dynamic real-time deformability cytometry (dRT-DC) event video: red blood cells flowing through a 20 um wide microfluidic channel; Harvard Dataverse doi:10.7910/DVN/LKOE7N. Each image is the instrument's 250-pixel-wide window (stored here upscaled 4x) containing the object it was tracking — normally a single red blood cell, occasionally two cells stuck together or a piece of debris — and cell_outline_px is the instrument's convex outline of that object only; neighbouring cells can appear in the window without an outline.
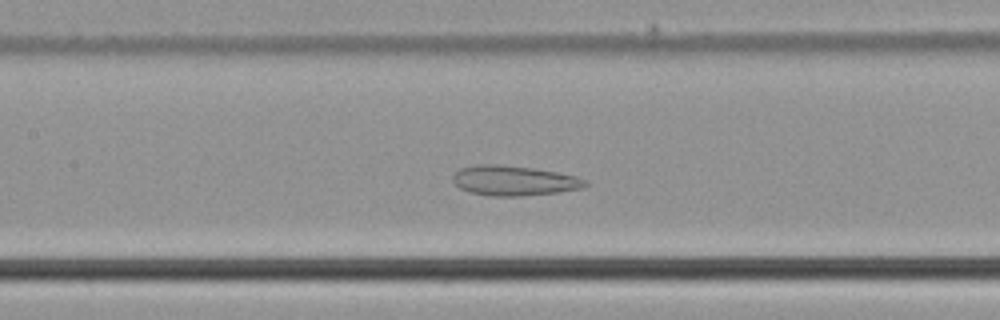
{"species": "common noctule bat (a hibernating species)", "species_latin": "Nyctalus noctula", "temperature_condition": "cold", "stored_images_in_passage": 47, "camera_frame_rate_fps": 3000, "um_per_image_px": 0.085, "animal": {"sex": "male", "body_mass_g": 21.5, "forearm_length_mm": 52.0}, "frame": {"image": 1, "passage_image": 20, "time_ms": 6.333, "image_size_px": [1000, 320], "cell_outline_px": [[588, 184], [584, 188], [556, 192], [520, 196], [492, 196], [468, 192], [460, 188], [452, 180], [452, 176], [460, 168], [480, 164], [496, 164], [532, 168], [556, 172], [576, 176], [584, 180]], "centroid_in_image_um": [43.66, 15.35], "position_along_channel_um": 163.7, "area_um2": 22.95}}
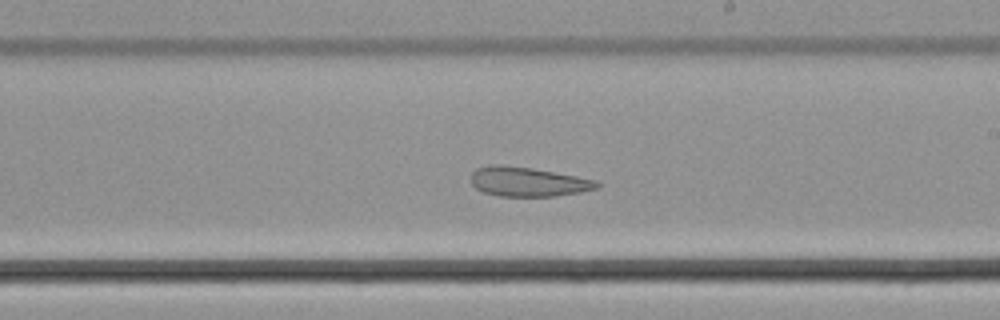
{"frame": {"image": 2, "passage_image": 26, "time_ms": 8.333, "image_size_px": [1000, 320], "cell_outline_px": [[600, 188], [580, 192], [556, 196], [500, 196], [484, 192], [476, 188], [472, 184], [472, 172], [476, 168], [492, 164], [500, 164], [532, 168], [576, 176], [596, 180], [600, 184]], "centroid_in_image_um": [44.88, 15.44], "position_along_channel_um": 244.1, "area_um2": 21.56}}
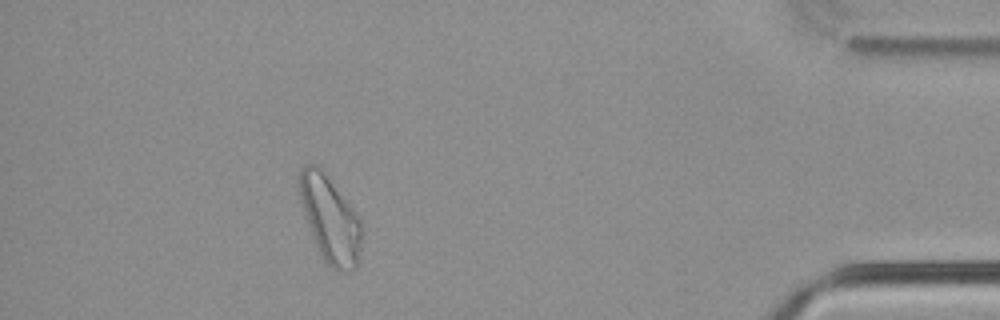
{"frame": {"image": 3, "passage_image": 42, "time_ms": 13.667, "image_size_px": [1000, 320], "cell_outline_px": [[360, 248], [356, 268], [344, 272], [332, 268], [324, 260], [316, 248], [296, 188], [296, 180], [300, 168], [304, 164], [316, 164], [324, 172], [356, 212], [360, 220]], "centroid_in_image_um": [27.99, 18.58], "position_along_channel_um": 407.2, "area_um2": 31.33}}